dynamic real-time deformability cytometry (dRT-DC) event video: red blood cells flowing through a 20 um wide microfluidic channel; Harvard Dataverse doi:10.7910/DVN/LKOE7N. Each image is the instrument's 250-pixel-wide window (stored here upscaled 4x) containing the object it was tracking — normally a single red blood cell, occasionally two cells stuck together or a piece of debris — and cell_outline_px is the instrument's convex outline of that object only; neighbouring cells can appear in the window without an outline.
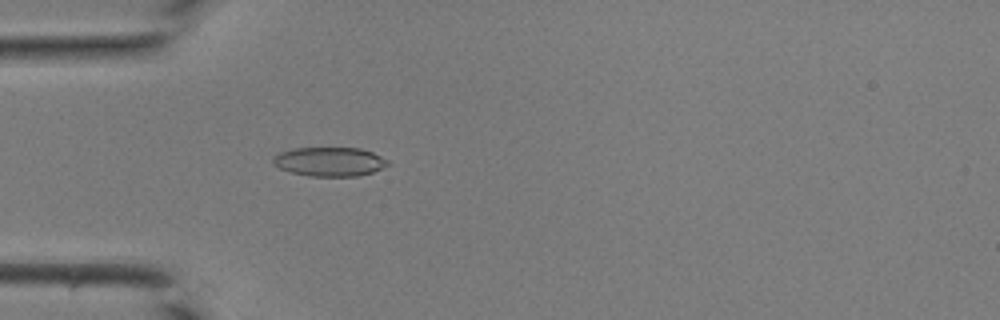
{"species": "common noctule bat (a hibernating species)", "species_latin": "Nyctalus noctula", "temperature_condition": "room temperature", "stored_images_in_passage": 43, "camera_frame_rate_fps": 3000, "um_per_image_px": 0.085, "animal": {"sex": "male", "body_mass_g": 19.0, "forearm_length_mm": 50.8}, "frame": {"image": 1, "passage_image": 14, "time_ms": 4.333, "image_size_px": [1000, 320], "cell_outline_px": [[392, 164], [384, 168], [372, 172], [356, 176], [308, 176], [292, 172], [280, 168], [272, 164], [272, 156], [280, 152], [292, 148], [360, 148], [372, 152], [388, 160]], "centroid_in_image_um": [28.01, 13.74], "position_along_channel_um": 57.0, "area_um2": 19.59}}
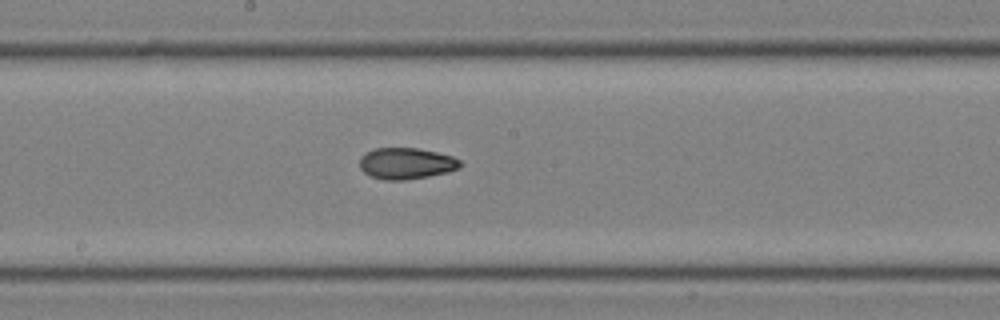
{"frame": {"image": 2, "passage_image": 24, "time_ms": 7.667, "image_size_px": [1000, 320], "cell_outline_px": [[464, 164], [460, 168], [448, 172], [428, 176], [404, 180], [384, 180], [372, 176], [364, 172], [360, 168], [360, 156], [364, 152], [376, 148], [416, 148], [436, 152], [452, 156], [460, 160]], "centroid_in_image_um": [34.54, 13.89], "position_along_channel_um": 213.7, "area_um2": 18.44}}
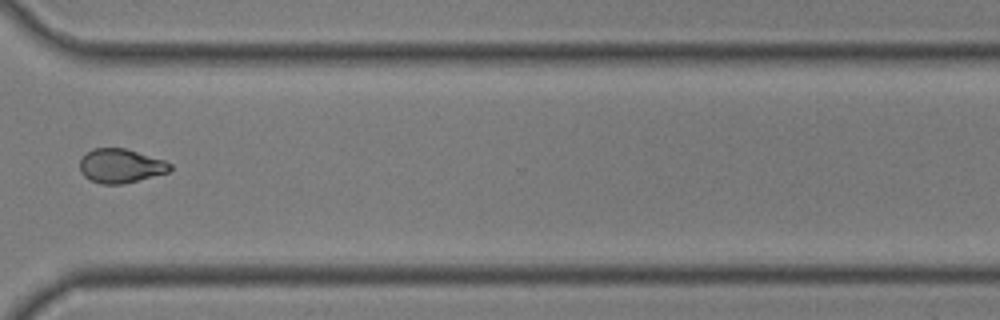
{"frame": {"image": 3, "passage_image": 33, "time_ms": 10.667, "image_size_px": [1000, 320], "cell_outline_px": [[172, 168], [168, 172], [124, 184], [100, 184], [84, 176], [80, 172], [80, 160], [92, 148], [124, 148], [164, 160], [172, 164]], "centroid_in_image_um": [10.25, 14.1], "position_along_channel_um": 360.3, "area_um2": 17.8}}